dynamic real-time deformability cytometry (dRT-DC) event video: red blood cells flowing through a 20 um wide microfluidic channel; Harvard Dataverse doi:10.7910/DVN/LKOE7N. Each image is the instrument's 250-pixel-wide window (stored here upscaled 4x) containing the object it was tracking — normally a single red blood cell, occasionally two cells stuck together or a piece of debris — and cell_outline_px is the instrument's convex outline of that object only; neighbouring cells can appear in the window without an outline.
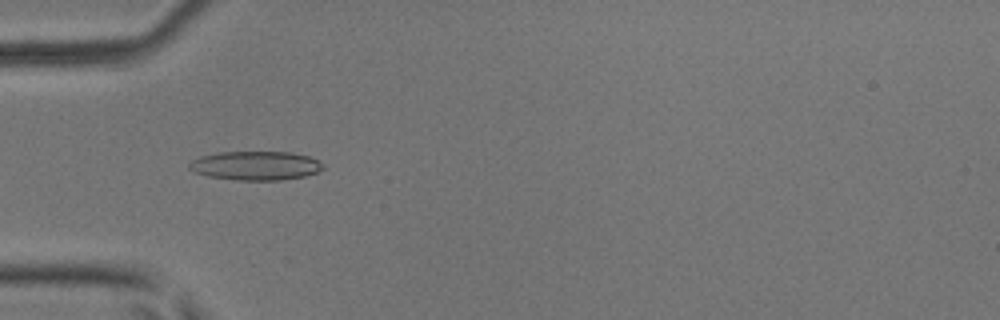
{"species": "common noctule bat (a hibernating species)", "species_latin": "Nyctalus noctula", "temperature_condition": "room temperature", "stored_images_in_passage": 11, "camera_frame_rate_fps": 3000, "um_per_image_px": 0.085, "animal": {"sex": "male", "body_mass_g": 17.9, "forearm_length_mm": 54.2}, "frame": {"image": 1, "passage_image": 4, "time_ms": 1.0, "image_size_px": [1000, 320], "cell_outline_px": [[324, 168], [316, 172], [304, 176], [280, 180], [236, 180], [208, 176], [196, 172], [188, 168], [188, 164], [192, 160], [200, 156], [220, 152], [292, 152], [308, 156], [324, 164]], "centroid_in_image_um": [21.72, 14.07], "position_along_channel_um": 63.3, "area_um2": 22.48}}
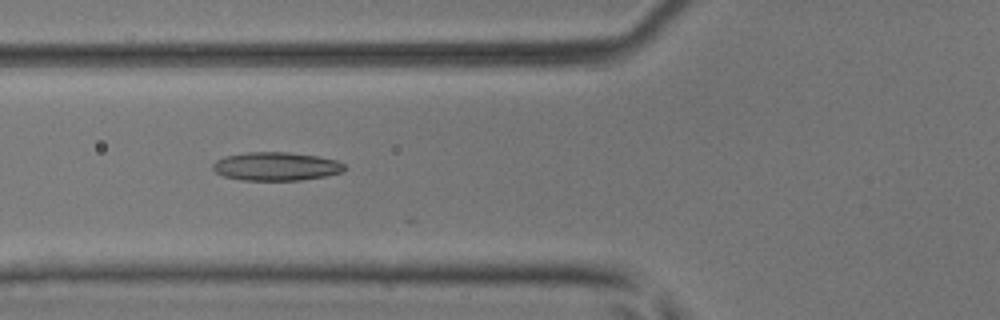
{"frame": {"image": 2, "passage_image": 7, "time_ms": 2.0, "image_size_px": [1000, 320], "cell_outline_px": [[348, 168], [344, 172], [324, 176], [300, 180], [244, 180], [224, 176], [216, 172], [212, 168], [212, 164], [216, 160], [224, 156], [248, 152], [288, 152], [316, 156], [336, 160], [344, 164]], "centroid_in_image_um": [23.48, 14.14], "position_along_channel_um": 102.3, "area_um2": 21.85}}
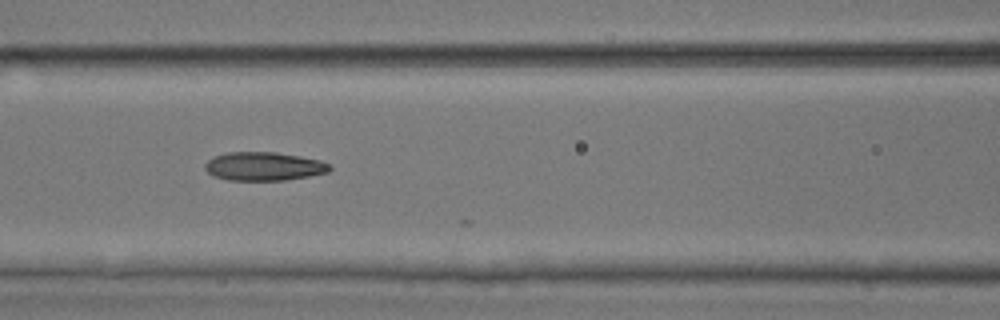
{"frame": {"image": 3, "passage_image": 10, "time_ms": 3.0, "image_size_px": [1000, 320], "cell_outline_px": [[332, 168], [328, 172], [308, 176], [284, 180], [228, 180], [212, 176], [204, 168], [204, 164], [208, 160], [216, 156], [228, 152], [276, 152], [300, 156], [320, 160], [328, 164]], "centroid_in_image_um": [22.41, 14.14], "position_along_channel_um": 144.2, "area_um2": 20.69}}